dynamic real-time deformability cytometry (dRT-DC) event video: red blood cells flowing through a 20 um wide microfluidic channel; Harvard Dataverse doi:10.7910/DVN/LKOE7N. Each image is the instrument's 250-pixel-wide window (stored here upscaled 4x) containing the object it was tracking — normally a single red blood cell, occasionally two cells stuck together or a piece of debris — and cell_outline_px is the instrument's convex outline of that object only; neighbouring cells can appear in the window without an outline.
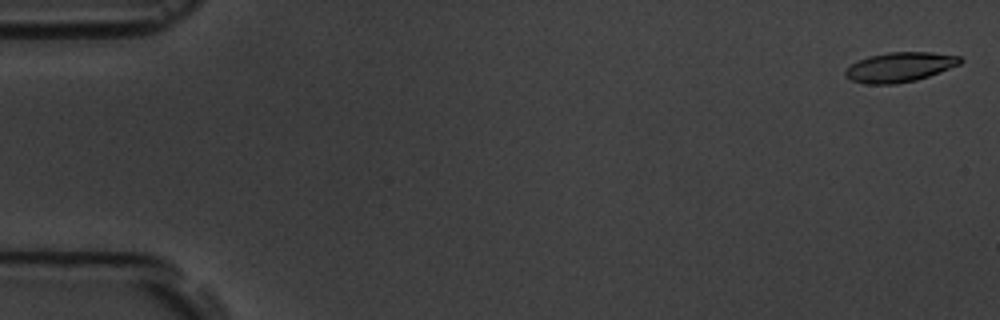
{"species": "common noctule bat (a hibernating species)", "species_latin": "Nyctalus noctula", "temperature_condition": "room temperature", "stored_images_in_passage": 5, "camera_frame_rate_fps": 3000, "um_per_image_px": 0.085, "animal": {"sex": "male", "body_mass_g": 19.5, "forearm_length_mm": 54.6}, "frame": {"image": 1, "passage_image": 1, "time_ms": 0.0, "image_size_px": [1000, 320], "cell_outline_px": [[964, 60], [960, 64], [928, 76], [916, 80], [896, 84], [864, 84], [852, 80], [844, 76], [844, 68], [868, 56], [888, 52], [928, 52], [960, 56]], "centroid_in_image_um": [76.45, 5.7], "position_along_channel_um": 8.6, "area_um2": 19.88}}